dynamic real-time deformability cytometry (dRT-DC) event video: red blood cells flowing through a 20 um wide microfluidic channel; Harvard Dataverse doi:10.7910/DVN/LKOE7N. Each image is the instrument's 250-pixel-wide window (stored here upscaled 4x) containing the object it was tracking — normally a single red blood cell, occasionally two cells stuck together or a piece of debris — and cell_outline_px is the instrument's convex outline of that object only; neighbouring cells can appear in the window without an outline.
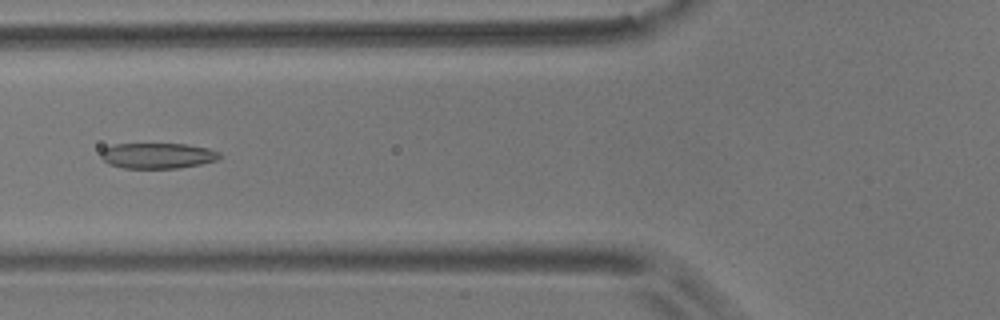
{"species": "common noctule bat (a hibernating species)", "species_latin": "Nyctalus noctula", "temperature_condition": "room temperature", "stored_images_in_passage": 56, "camera_frame_rate_fps": 3000, "um_per_image_px": 0.085, "animal": {"sex": "male", "body_mass_g": 17.9}, "frame": {"image": 1, "passage_image": 21, "time_ms": 6.667, "image_size_px": [1000, 320], "cell_outline_px": [[220, 156], [216, 160], [200, 164], [180, 168], [124, 168], [108, 164], [100, 156], [100, 152], [104, 148], [112, 144], [188, 144], [208, 148], [220, 152]], "centroid_in_image_um": [13.37, 13.23], "position_along_channel_um": 112.4, "area_um2": 17.74}}
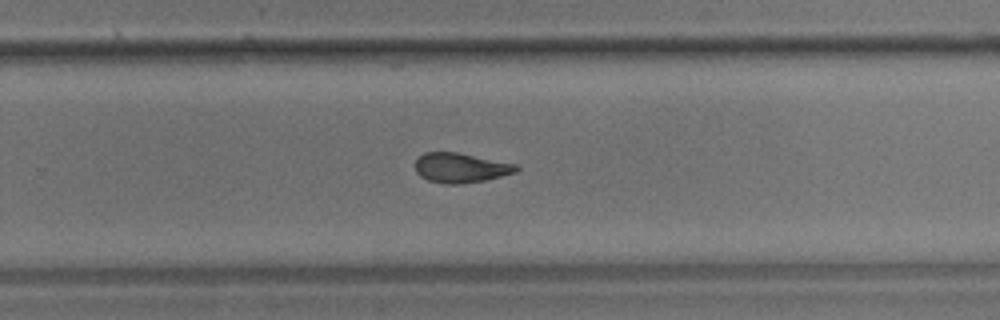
{"frame": {"image": 2, "passage_image": 36, "time_ms": 11.667, "image_size_px": [1000, 320], "cell_outline_px": [[520, 168], [516, 172], [484, 180], [460, 184], [444, 184], [428, 180], [420, 176], [416, 172], [416, 160], [424, 152], [456, 152], [516, 164]], "centroid_in_image_um": [39.14, 14.26], "position_along_channel_um": 290.7, "area_um2": 17.34}}
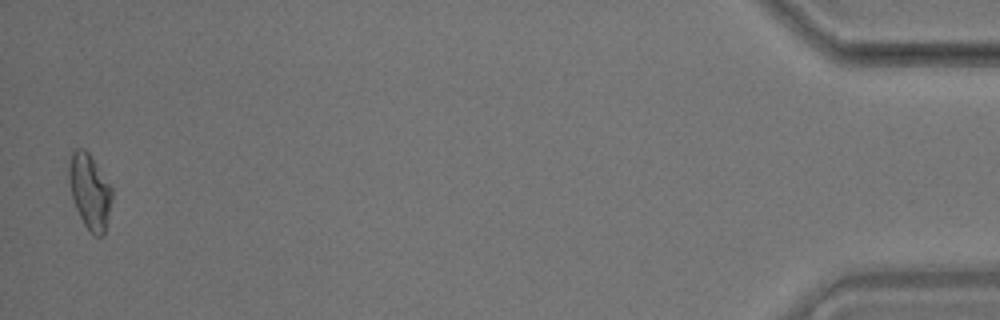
{"frame": {"image": 3, "passage_image": 55, "time_ms": 18.0, "image_size_px": [1000, 320], "cell_outline_px": [[112, 200], [104, 236], [96, 236], [84, 224], [76, 208], [72, 196], [68, 180], [68, 168], [72, 152], [76, 148], [84, 148], [88, 152], [112, 188]], "centroid_in_image_um": [7.62, 16.26], "position_along_channel_um": 427.6, "area_um2": 18.61}, "authors_computed_cell_mechanics": {"area_um2": 18.2648, "velocity_mm_per_s": 3.5669, "shape_relaxation_time_tau1_ms": null, "shape_relaxation_time_tau2_ms": 2.7808, "deformation_change_tau1": null, "deformation_change_tau2": 0.0978}}